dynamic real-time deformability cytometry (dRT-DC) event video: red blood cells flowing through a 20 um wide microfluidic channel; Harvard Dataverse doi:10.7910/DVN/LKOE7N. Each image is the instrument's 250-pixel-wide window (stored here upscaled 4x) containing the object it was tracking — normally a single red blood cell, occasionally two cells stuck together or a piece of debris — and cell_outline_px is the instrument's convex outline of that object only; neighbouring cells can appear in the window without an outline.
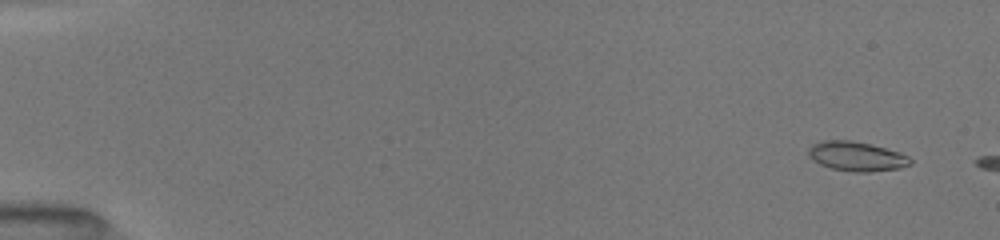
{"species": "common noctule bat (a hibernating species)", "species_latin": "Nyctalus noctula", "temperature_condition": "room temperature", "stored_images_in_passage": 8, "camera_frame_rate_fps": 3000, "um_per_image_px": 0.085, "animal": {"sex": "female", "body_mass_g": 19.5, "forearm_length_mm": 54.1}, "frame": {"image": 1, "passage_image": 4, "time_ms": 1.0, "image_size_px": [1000, 240], "cell_outline_px": [[912, 164], [900, 168], [868, 172], [852, 172], [832, 168], [820, 164], [808, 156], [808, 148], [812, 144], [820, 140], [852, 140], [872, 144], [900, 152], [908, 156], [912, 160]], "centroid_in_image_um": [72.81, 13.28], "position_along_channel_um": 12.2, "area_um2": 17.69}}